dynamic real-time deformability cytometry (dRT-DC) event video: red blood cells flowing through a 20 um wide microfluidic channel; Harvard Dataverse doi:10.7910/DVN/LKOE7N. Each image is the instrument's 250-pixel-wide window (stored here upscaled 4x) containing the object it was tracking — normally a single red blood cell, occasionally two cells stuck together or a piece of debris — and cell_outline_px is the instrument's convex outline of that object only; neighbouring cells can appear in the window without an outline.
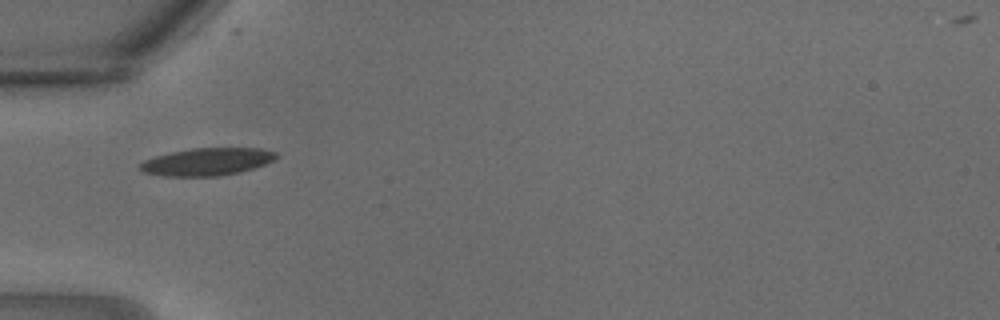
{"species": "common noctule bat (a hibernating species)", "species_latin": "Nyctalus noctula", "temperature_condition": "warm", "stored_images_in_passage": 12, "camera_frame_rate_fps": 3000, "um_per_image_px": 0.085, "animal": {"sex": "male", "body_mass_g": 18.8}, "frame": {"image": 1, "passage_image": 1, "time_ms": 0.0, "image_size_px": [1000, 320], "cell_outline_px": [[280, 156], [276, 160], [240, 172], [216, 176], [164, 176], [144, 172], [140, 168], [140, 164], [144, 160], [156, 156], [172, 152], [192, 148], [260, 148], [276, 152]], "centroid_in_image_um": [17.64, 13.74], "position_along_channel_um": 67.4, "area_um2": 21.73}}
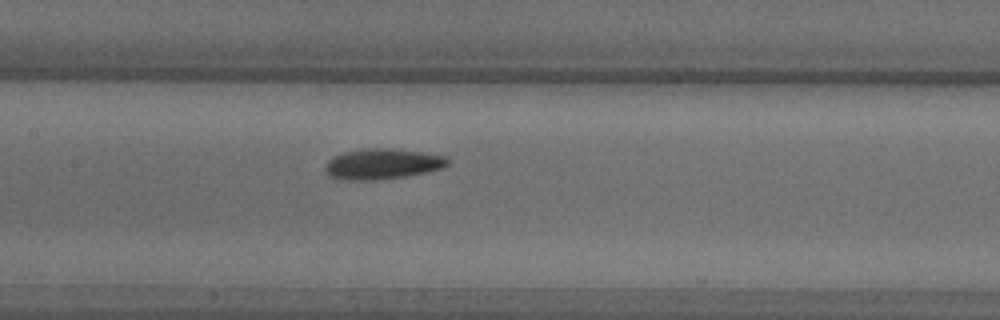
{"frame": {"image": 2, "passage_image": 6, "time_ms": 1.667, "image_size_px": [1000, 320], "cell_outline_px": [[448, 164], [440, 168], [424, 172], [404, 176], [376, 180], [344, 180], [328, 176], [324, 168], [328, 160], [332, 156], [344, 152], [360, 148], [392, 148], [420, 152], [444, 156], [448, 160]], "centroid_in_image_um": [32.41, 13.93], "position_along_channel_um": 175.0, "area_um2": 21.73}}
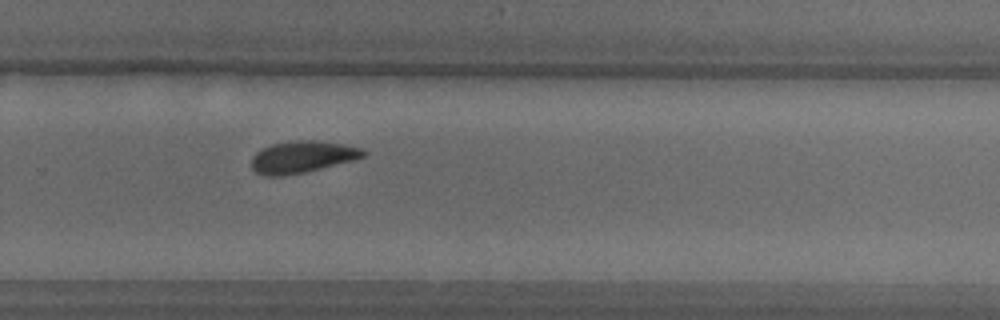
{"frame": {"image": 3, "passage_image": 12, "time_ms": 3.667, "image_size_px": [1000, 320], "cell_outline_px": [[368, 152], [364, 156], [352, 160], [304, 172], [284, 176], [268, 176], [256, 172], [252, 168], [252, 156], [256, 152], [272, 144], [296, 140], [316, 140], [344, 144], [360, 148]], "centroid_in_image_um": [25.68, 13.33], "position_along_channel_um": 304.1, "area_um2": 20.52}}